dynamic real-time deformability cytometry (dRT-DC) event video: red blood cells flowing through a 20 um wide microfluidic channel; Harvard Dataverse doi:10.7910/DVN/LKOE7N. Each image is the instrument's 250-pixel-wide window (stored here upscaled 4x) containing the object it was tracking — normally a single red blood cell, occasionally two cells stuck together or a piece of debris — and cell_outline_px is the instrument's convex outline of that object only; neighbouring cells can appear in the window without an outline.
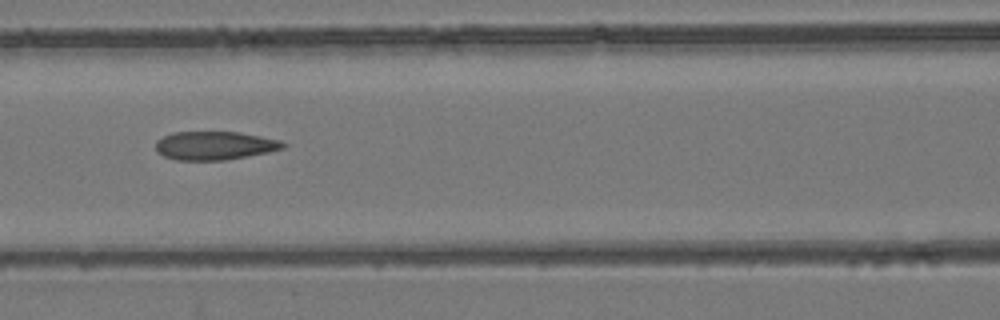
{"species": "common noctule bat (a hibernating species)", "species_latin": "Nyctalus noctula", "temperature_condition": "room temperature", "stored_images_in_passage": 5, "camera_frame_rate_fps": 3000, "um_per_image_px": 0.085, "animal": {"sex": "female", "body_mass_g": 24.6, "forearm_length_mm": 56.2}, "frame": {"image": 1, "passage_image": 3, "time_ms": 0.667, "image_size_px": [1000, 320], "cell_outline_px": [[288, 144], [284, 148], [268, 152], [248, 156], [224, 160], [176, 160], [164, 156], [156, 152], [156, 140], [172, 132], [240, 132], [280, 140]], "centroid_in_image_um": [18.25, 12.37], "position_along_channel_um": 148.4, "area_um2": 21.21}}
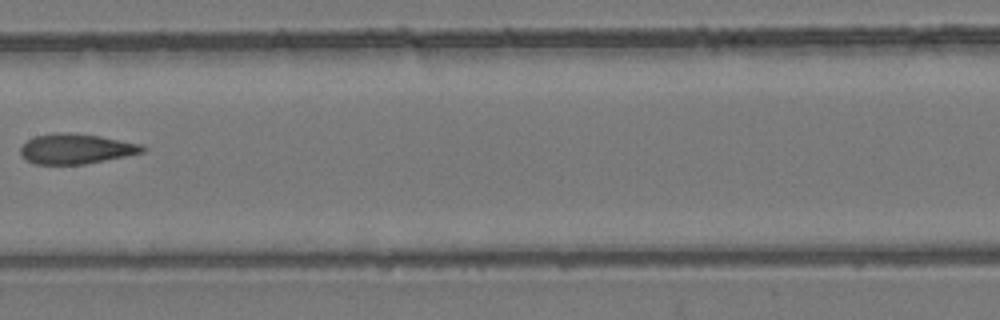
{"frame": {"image": 2, "passage_image": 4, "time_ms": 1.0, "image_size_px": [1000, 320], "cell_outline_px": [[148, 148], [144, 152], [84, 164], [36, 164], [24, 160], [20, 152], [20, 148], [28, 140], [36, 136], [56, 132], [68, 132], [100, 136], [140, 144]], "centroid_in_image_um": [6.44, 12.65], "position_along_channel_um": 201.0, "area_um2": 21.27}}
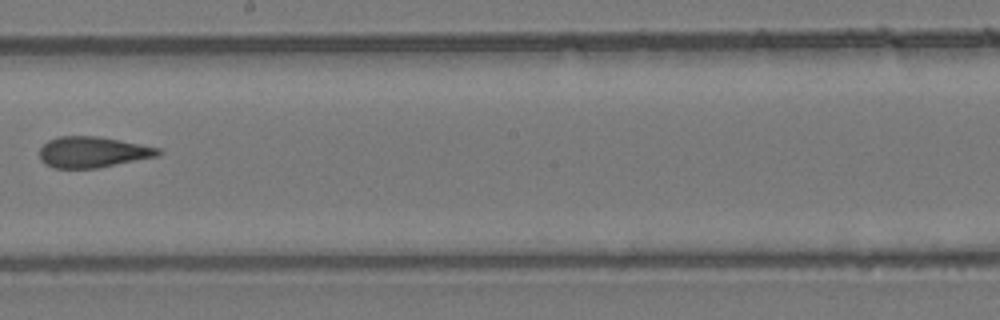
{"frame": {"image": 3, "passage_image": 5, "time_ms": 1.333, "image_size_px": [1000, 320], "cell_outline_px": [[160, 152], [156, 156], [96, 168], [52, 168], [44, 164], [40, 160], [40, 148], [48, 140], [56, 136], [96, 136], [160, 148]], "centroid_in_image_um": [7.79, 12.93], "position_along_channel_um": 240.4, "area_um2": 21.1}}